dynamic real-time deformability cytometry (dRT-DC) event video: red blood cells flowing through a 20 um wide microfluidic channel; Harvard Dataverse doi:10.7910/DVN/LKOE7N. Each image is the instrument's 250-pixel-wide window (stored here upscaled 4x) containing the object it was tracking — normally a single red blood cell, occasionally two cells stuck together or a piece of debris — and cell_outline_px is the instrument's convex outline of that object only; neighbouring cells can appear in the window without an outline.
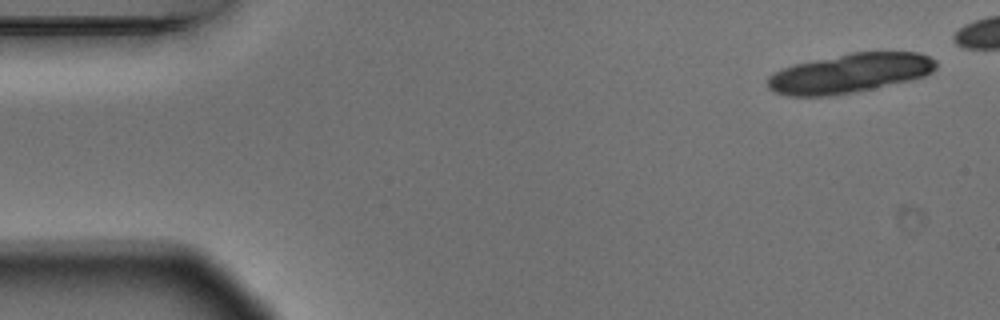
{"species": "Egyptian fruit bat (a non-hibernating species)", "species_latin": "Rousettus aegyptiacus", "temperature_condition": "warm", "stored_images_in_passage": 10, "camera_frame_rate_fps": 3000, "um_per_image_px": 0.085, "animal": {"sex": "male"}, "frame": {"image": 1, "passage_image": 1, "time_ms": 0.0, "image_size_px": [1000, 320], "cell_outline_px": [[936, 68], [932, 72], [924, 76], [912, 80], [852, 92], [828, 96], [788, 96], [776, 92], [768, 88], [768, 76], [784, 68], [796, 64], [852, 52], [920, 52], [936, 60]], "centroid_in_image_um": [72.27, 6.22], "position_along_channel_um": 12.7, "area_um2": 38.21}}
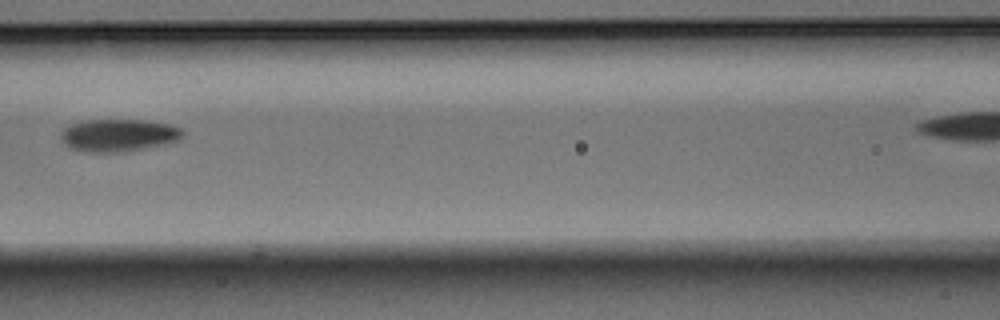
{"frame": {"image": 2, "passage_image": 7, "time_ms": 2.0, "image_size_px": [1000, 320], "cell_outline_px": [[184, 132], [180, 140], [164, 144], [120, 152], [92, 152], [68, 148], [64, 144], [60, 136], [60, 132], [68, 124], [84, 120], [144, 120], [168, 124], [180, 128]], "centroid_in_image_um": [10.02, 11.49], "position_along_channel_um": 156.6, "area_um2": 23.06}}
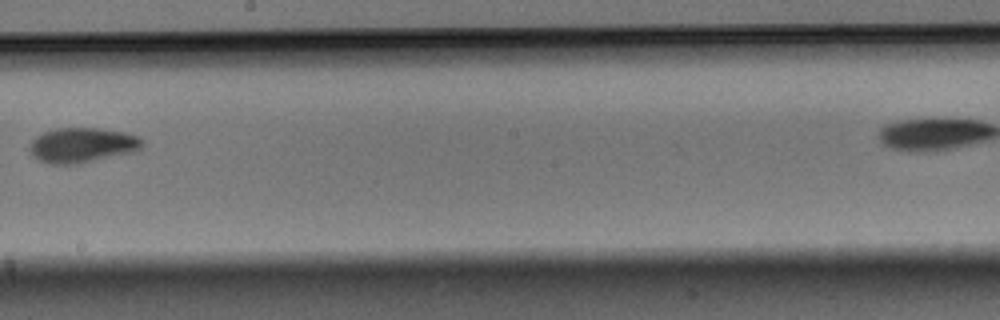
{"frame": {"image": 3, "passage_image": 9, "time_ms": 2.667, "image_size_px": [1000, 320], "cell_outline_px": [[144, 144], [140, 148], [132, 152], [80, 164], [48, 164], [32, 156], [28, 152], [28, 148], [32, 140], [36, 136], [44, 132], [56, 128], [96, 128], [124, 132], [140, 136], [144, 140]], "centroid_in_image_um": [6.97, 12.34], "position_along_channel_um": 241.2, "area_um2": 23.18}}